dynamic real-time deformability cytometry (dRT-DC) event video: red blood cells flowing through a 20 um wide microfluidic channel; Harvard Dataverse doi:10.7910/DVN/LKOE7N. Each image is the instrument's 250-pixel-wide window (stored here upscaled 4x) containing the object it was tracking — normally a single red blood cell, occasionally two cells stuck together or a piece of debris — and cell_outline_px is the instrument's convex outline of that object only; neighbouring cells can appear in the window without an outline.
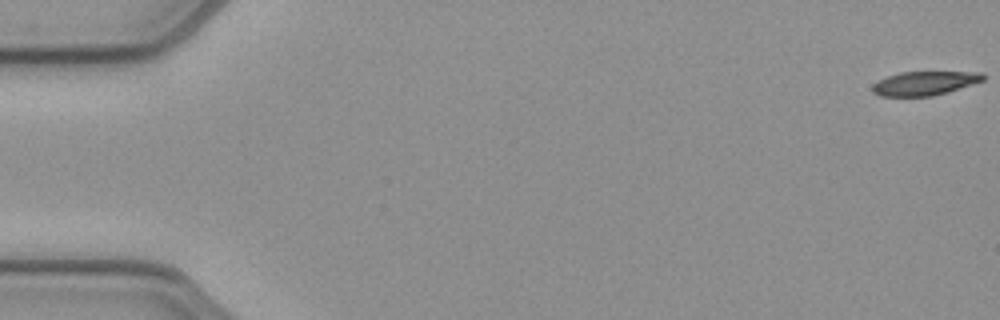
{"species": "common noctule bat (a hibernating species)", "species_latin": "Nyctalus noctula", "temperature_condition": "cold", "stored_images_in_passage": 16, "camera_frame_rate_fps": 3000, "um_per_image_px": 0.085, "animal": {"sex": "female", "body_mass_g": 21.9}, "frame": {"image": 1, "passage_image": 1, "time_ms": 0.0, "image_size_px": [1000, 320], "cell_outline_px": [[984, 80], [948, 92], [932, 96], [880, 96], [872, 92], [872, 84], [888, 76], [900, 72], [984, 72]], "centroid_in_image_um": [78.58, 7.08], "position_along_channel_um": 6.4, "area_um2": 15.37}}
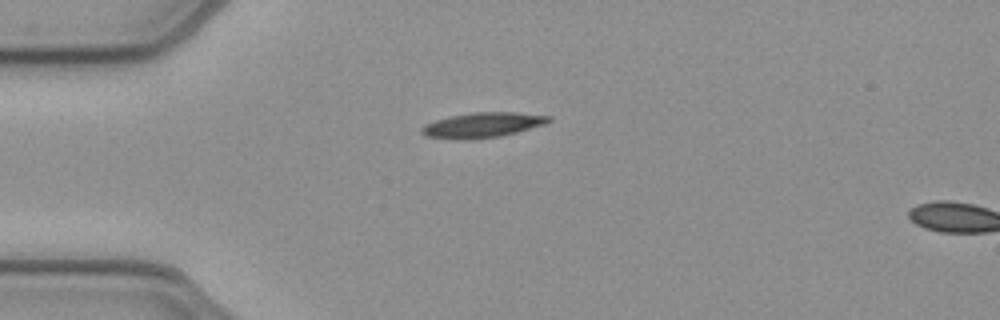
{"frame": {"image": 2, "passage_image": 14, "time_ms": 4.333, "image_size_px": [1000, 320], "cell_outline_px": [[552, 120], [544, 124], [516, 132], [500, 136], [472, 140], [460, 140], [424, 136], [420, 132], [420, 128], [424, 124], [436, 120], [452, 116], [472, 112], [516, 112], [552, 116]], "centroid_in_image_um": [40.98, 10.63], "position_along_channel_um": 44.0, "area_um2": 18.67}}